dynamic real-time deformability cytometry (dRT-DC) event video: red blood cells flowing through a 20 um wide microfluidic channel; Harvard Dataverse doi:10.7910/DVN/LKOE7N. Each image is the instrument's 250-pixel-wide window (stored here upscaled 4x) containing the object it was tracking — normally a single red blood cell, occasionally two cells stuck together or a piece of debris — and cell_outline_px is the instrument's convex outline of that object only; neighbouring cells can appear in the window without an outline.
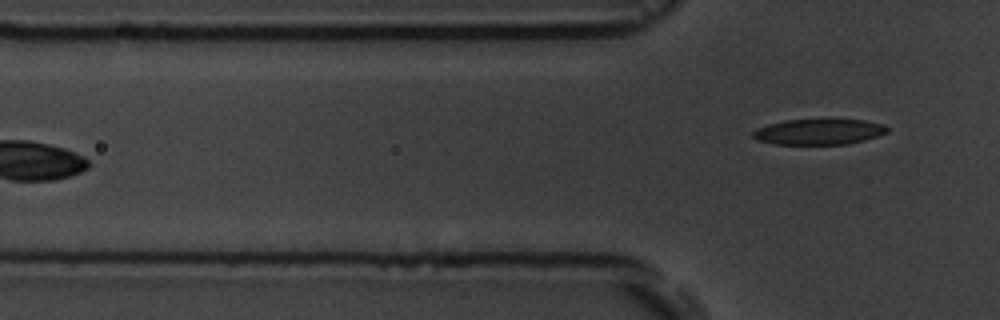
{"species": "common noctule bat (a hibernating species)", "species_latin": "Nyctalus noctula", "temperature_condition": "room temperature", "stored_images_in_passage": 4, "camera_frame_rate_fps": 3000, "um_per_image_px": 0.085, "animal": {"sex": "male", "body_mass_g": 19.5, "forearm_length_mm": 54.6}, "frame": {"image": 1, "passage_image": 4, "time_ms": 4.333, "image_size_px": [1000, 320], "cell_outline_px": [[888, 132], [864, 140], [848, 144], [772, 144], [756, 140], [752, 136], [752, 132], [756, 128], [768, 124], [784, 120], [864, 120], [884, 124], [888, 128]], "centroid_in_image_um": [69.56, 11.21], "position_along_channel_um": 56.2, "area_um2": 20.06}}